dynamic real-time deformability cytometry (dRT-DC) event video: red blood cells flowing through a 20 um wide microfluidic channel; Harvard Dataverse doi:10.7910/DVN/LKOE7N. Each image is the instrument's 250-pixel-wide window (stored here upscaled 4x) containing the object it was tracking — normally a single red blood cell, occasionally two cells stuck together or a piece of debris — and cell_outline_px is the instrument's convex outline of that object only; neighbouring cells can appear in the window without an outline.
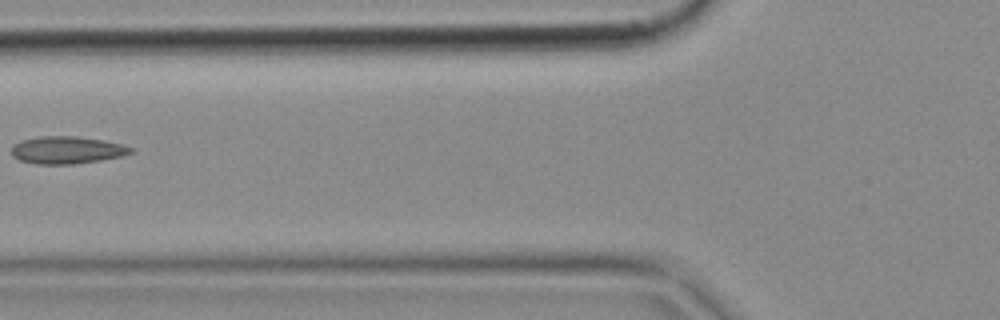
{"species": "common noctule bat (a hibernating species)", "species_latin": "Nyctalus noctula", "temperature_condition": "cold", "stored_images_in_passage": 2, "camera_frame_rate_fps": 3000, "um_per_image_px": 0.085, "animal": {"sex": "female", "body_mass_g": 18.4}, "frame": {"image": 1, "passage_image": 2, "time_ms": 0.333, "image_size_px": [1000, 320], "cell_outline_px": [[136, 152], [124, 156], [100, 160], [72, 164], [36, 164], [20, 160], [12, 156], [12, 144], [20, 140], [40, 136], [76, 136], [104, 140], [124, 144], [136, 148]], "centroid_in_image_um": [5.75, 12.74], "position_along_channel_um": 120.1, "area_um2": 19.42}}